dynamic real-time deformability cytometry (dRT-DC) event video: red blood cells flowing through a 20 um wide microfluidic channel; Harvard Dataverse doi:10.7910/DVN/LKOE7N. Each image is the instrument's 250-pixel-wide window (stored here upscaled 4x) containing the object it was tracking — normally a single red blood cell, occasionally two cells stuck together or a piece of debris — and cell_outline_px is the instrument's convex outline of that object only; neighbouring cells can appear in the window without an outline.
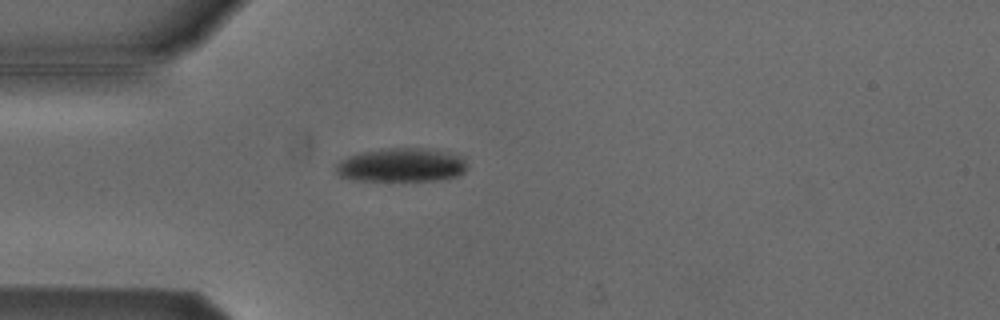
{"species": "Egyptian fruit bat (a non-hibernating species)", "species_latin": "Rousettus aegyptiacus", "temperature_condition": "cold", "stored_images_in_passage": 2, "camera_frame_rate_fps": 3000, "um_per_image_px": 0.085, "animal": {"sex": "male"}, "frame": {"image": 1, "passage_image": 2, "time_ms": 0.333, "image_size_px": [1000, 320], "cell_outline_px": [[468, 168], [464, 172], [456, 176], [440, 180], [360, 180], [340, 176], [336, 172], [336, 164], [340, 160], [348, 156], [360, 152], [388, 148], [428, 148], [448, 152], [464, 156], [468, 164]], "centroid_in_image_um": [34.18, 14.01], "position_along_channel_um": 50.8, "area_um2": 25.95}}